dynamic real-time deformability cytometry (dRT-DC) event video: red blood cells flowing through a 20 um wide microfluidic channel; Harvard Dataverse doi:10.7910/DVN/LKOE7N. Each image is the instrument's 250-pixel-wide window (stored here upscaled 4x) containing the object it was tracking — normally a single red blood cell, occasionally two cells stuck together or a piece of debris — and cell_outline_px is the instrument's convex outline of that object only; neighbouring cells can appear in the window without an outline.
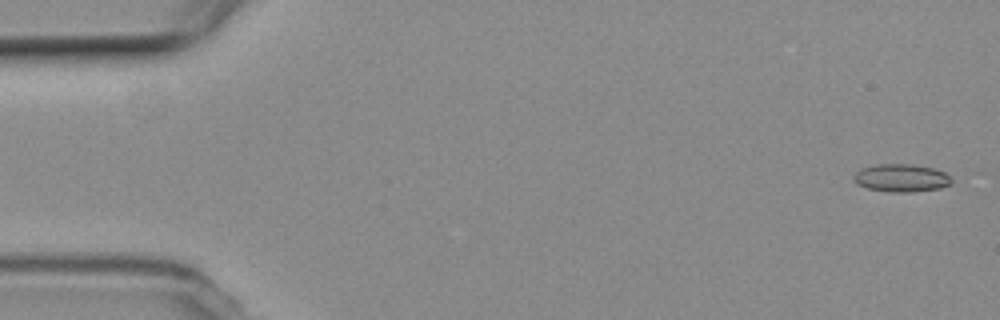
{"species": "common noctule bat (a hibernating species)", "species_latin": "Nyctalus noctula", "temperature_condition": "room temperature", "stored_images_in_passage": 6, "camera_frame_rate_fps": 3000, "um_per_image_px": 0.085, "animal": {"sex": "female", "body_mass_g": 19.3, "forearm_length_mm": 54.1}, "frame": {"image": 1, "passage_image": 1, "time_ms": 0.0, "image_size_px": [1000, 320], "cell_outline_px": [[952, 184], [940, 188], [912, 192], [888, 192], [868, 188], [856, 184], [852, 180], [852, 176], [860, 168], [876, 164], [912, 164], [932, 168], [944, 172], [952, 180]], "centroid_in_image_um": [76.56, 15.13], "position_along_channel_um": 8.4, "area_um2": 16.01}}